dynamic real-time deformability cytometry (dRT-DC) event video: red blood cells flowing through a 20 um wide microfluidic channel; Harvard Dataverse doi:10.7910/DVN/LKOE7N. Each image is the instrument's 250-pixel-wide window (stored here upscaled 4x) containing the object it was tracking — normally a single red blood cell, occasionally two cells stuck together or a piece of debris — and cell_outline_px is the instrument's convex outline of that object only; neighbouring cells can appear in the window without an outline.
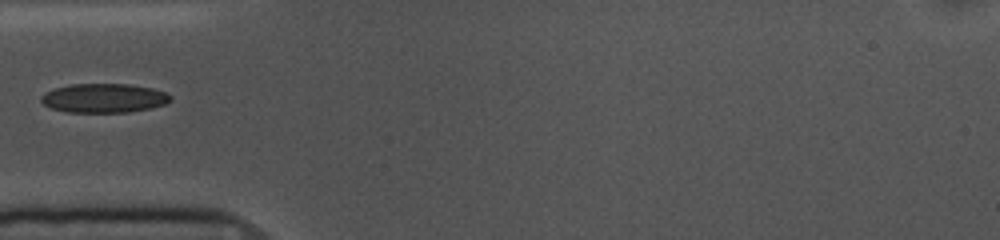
{"species": "common noctule bat (a hibernating species)", "species_latin": "Nyctalus noctula", "temperature_condition": "cold", "stored_images_in_passage": 39, "camera_frame_rate_fps": 3000, "um_per_image_px": 0.085, "animal": {"sex": "female", "body_mass_g": 10.0, "forearm_length_mm": 53.1}, "frame": {"image": 1, "passage_image": 1, "time_ms": 0.0, "image_size_px": [1000, 240], "cell_outline_px": [[172, 100], [164, 104], [152, 108], [128, 112], [68, 112], [52, 108], [44, 104], [40, 100], [40, 96], [44, 92], [56, 88], [72, 84], [128, 84], [152, 88], [168, 92], [172, 96]], "centroid_in_image_um": [8.86, 8.33], "position_along_channel_um": 76.1, "area_um2": 22.02}}
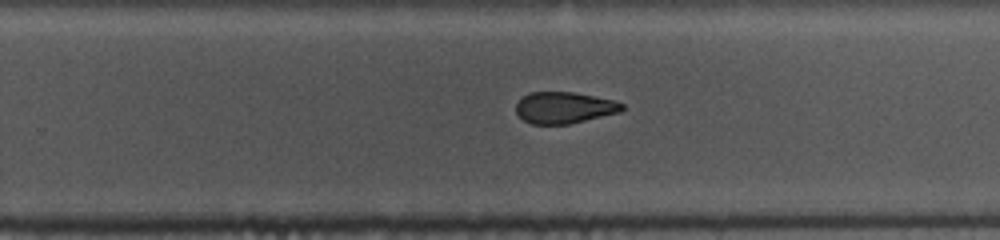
{"frame": {"image": 2, "passage_image": 18, "time_ms": 5.667, "image_size_px": [1000, 240], "cell_outline_px": [[624, 108], [620, 112], [568, 124], [532, 124], [524, 120], [516, 112], [516, 104], [528, 92], [576, 92], [616, 100], [624, 104]], "centroid_in_image_um": [47.98, 9.14], "position_along_channel_um": 281.8, "area_um2": 19.48}}
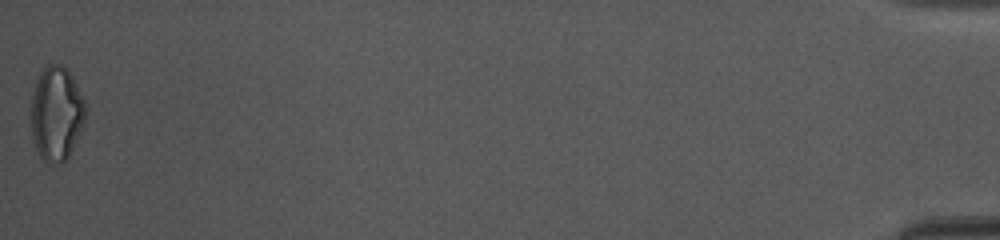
{"frame": {"image": 3, "passage_image": 39, "time_ms": 12.667, "image_size_px": [1000, 240], "cell_outline_px": [[84, 124], [68, 156], [60, 164], [44, 160], [40, 156], [32, 140], [28, 116], [32, 96], [36, 80], [40, 72], [48, 64], [60, 64], [72, 76], [84, 100]], "centroid_in_image_um": [4.73, 9.65], "position_along_channel_um": 430.5, "area_um2": 30.0}}